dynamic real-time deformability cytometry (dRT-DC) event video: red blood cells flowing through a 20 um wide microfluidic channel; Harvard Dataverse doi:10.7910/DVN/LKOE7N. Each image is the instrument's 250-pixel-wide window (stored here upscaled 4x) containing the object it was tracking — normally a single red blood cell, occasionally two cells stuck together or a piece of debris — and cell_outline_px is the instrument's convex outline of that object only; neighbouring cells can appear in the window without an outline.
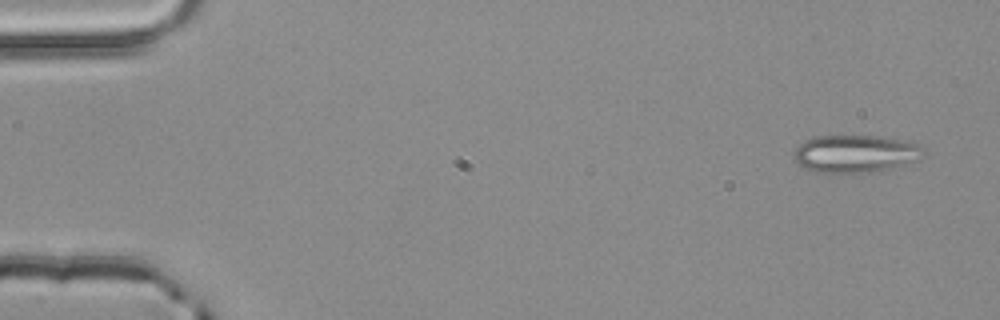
{"species": "common noctule bat (a hibernating species)", "species_latin": "Nyctalus noctula", "temperature_condition": "room temperature", "stored_images_in_passage": 3, "camera_frame_rate_fps": 3000, "um_per_image_px": 0.085, "animal": {"sex": "male", "body_mass_g": 20.4}, "frame": {"image": 1, "passage_image": 3, "time_ms": 0.667, "image_size_px": [1000, 320], "cell_outline_px": [[924, 156], [920, 160], [876, 172], [836, 176], [816, 172], [800, 168], [796, 160], [796, 148], [804, 140], [812, 136], [880, 136], [912, 140], [920, 144], [924, 152]], "centroid_in_image_um": [72.74, 13.1], "position_along_channel_um": 12.3, "area_um2": 29.65}}